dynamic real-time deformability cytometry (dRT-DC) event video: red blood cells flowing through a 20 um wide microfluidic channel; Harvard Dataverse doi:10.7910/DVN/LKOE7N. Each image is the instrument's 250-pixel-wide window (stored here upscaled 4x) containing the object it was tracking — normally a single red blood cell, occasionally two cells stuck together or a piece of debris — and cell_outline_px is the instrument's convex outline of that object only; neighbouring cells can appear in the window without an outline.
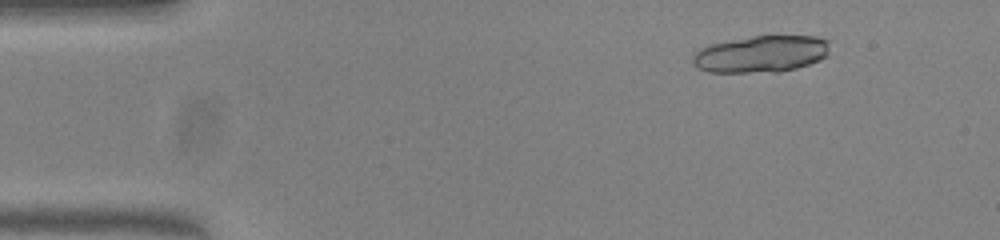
{"species": "common noctule bat (a hibernating species)", "species_latin": "Nyctalus noctula", "temperature_condition": "warm", "stored_images_in_passage": 19, "camera_frame_rate_fps": 3000, "um_per_image_px": 0.085, "animal": {"sex": "female", "body_mass_g": 23.0, "forearm_length_mm": 53.4}, "frame": {"image": 1, "passage_image": 7, "time_ms": 2.0, "image_size_px": [1000, 240], "cell_outline_px": [[828, 56], [820, 60], [796, 68], [780, 72], [708, 72], [692, 64], [692, 56], [700, 48], [708, 44], [752, 36], [816, 36], [828, 40]], "centroid_in_image_um": [64.68, 4.59], "position_along_channel_um": 20.3, "area_um2": 29.54}}